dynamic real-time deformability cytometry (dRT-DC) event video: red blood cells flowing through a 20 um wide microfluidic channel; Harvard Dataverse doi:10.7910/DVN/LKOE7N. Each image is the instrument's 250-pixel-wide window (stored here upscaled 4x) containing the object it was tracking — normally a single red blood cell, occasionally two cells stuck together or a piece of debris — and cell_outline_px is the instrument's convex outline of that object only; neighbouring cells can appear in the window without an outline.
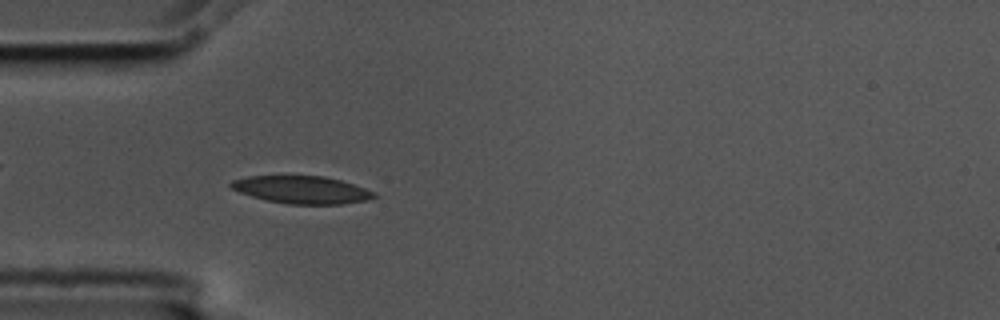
{"species": "common noctule bat (a hibernating species)", "species_latin": "Nyctalus noctula", "temperature_condition": "cold", "stored_images_in_passage": 56, "camera_frame_rate_fps": 3000, "um_per_image_px": 0.085, "animal": {"sex": "male", "body_mass_g": 17.5, "forearm_length_mm": 52.3}, "frame": {"image": 1, "passage_image": 16, "time_ms": 5.0, "image_size_px": [1000, 320], "cell_outline_px": [[376, 196], [368, 200], [344, 204], [288, 204], [268, 200], [252, 196], [240, 192], [232, 188], [228, 184], [232, 180], [248, 176], [324, 176], [340, 180], [376, 192]], "centroid_in_image_um": [25.66, 16.13], "position_along_channel_um": 59.3, "area_um2": 22.83}}
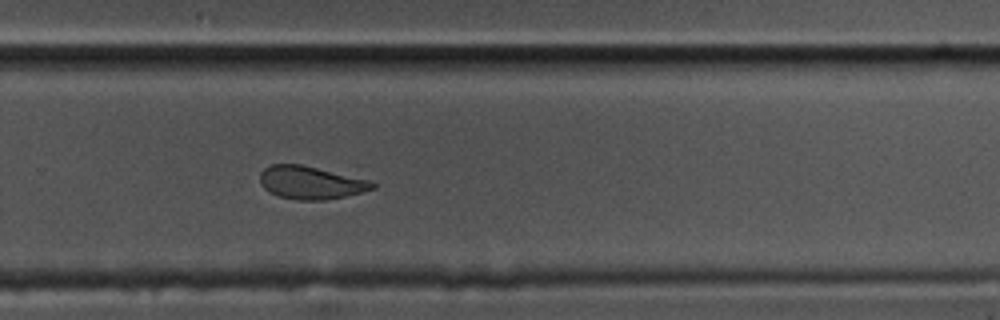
{"frame": {"image": 2, "passage_image": 37, "time_ms": 12.0, "image_size_px": [1000, 320], "cell_outline_px": [[376, 188], [344, 196], [324, 200], [300, 200], [280, 196], [268, 192], [260, 184], [260, 172], [264, 168], [272, 164], [300, 164], [372, 180], [376, 184]], "centroid_in_image_um": [26.41, 15.51], "position_along_channel_um": 303.4, "area_um2": 21.56}}
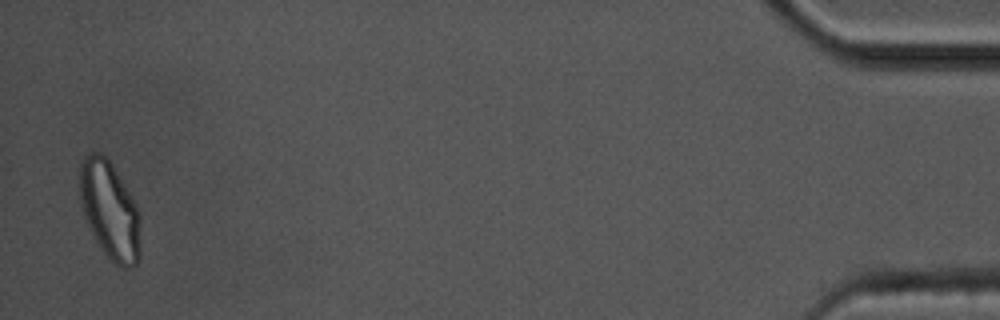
{"frame": {"image": 3, "passage_image": 55, "time_ms": 18.0, "image_size_px": [1000, 320], "cell_outline_px": [[140, 260], [132, 268], [120, 268], [108, 260], [100, 248], [84, 216], [80, 204], [80, 164], [84, 156], [92, 152], [100, 152], [112, 164], [136, 204], [140, 220]], "centroid_in_image_um": [9.34, 17.93], "position_along_channel_um": 425.9, "area_um2": 34.91}, "authors_computed_cell_mechanics": {"area_um2": 22.542, "velocity_mm_per_s": 3.5239, "shape_relaxation_time_tau1_ms": 5.6386, "shape_relaxation_time_tau2_ms": 1.6805, "deformation_change_tau1": 0.1329, "deformation_change_tau2": 0.0535}}